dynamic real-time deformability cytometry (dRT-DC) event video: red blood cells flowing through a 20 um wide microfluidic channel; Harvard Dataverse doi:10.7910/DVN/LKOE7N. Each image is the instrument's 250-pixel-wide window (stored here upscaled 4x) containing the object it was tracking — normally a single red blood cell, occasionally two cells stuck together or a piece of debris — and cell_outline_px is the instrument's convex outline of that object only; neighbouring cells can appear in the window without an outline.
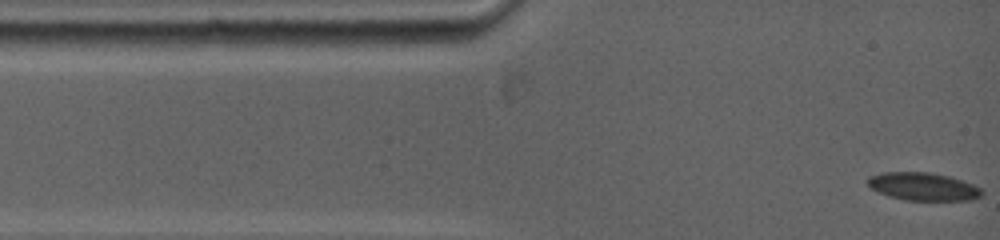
{"species": "common noctule bat (a hibernating species)", "species_latin": "Nyctalus noctula", "temperature_condition": "warm", "stored_images_in_passage": 27, "camera_frame_rate_fps": 5000, "um_per_image_px": 0.085, "animal": {"sex": "female", "body_mass_g": 19.0, "forearm_length_mm": 53.3}, "frame": {"image": 1, "passage_image": 1, "time_ms": 0.0, "image_size_px": [1000, 240], "cell_outline_px": [[980, 196], [964, 200], [908, 200], [892, 196], [880, 192], [872, 188], [868, 184], [868, 180], [872, 176], [888, 172], [924, 172], [948, 176], [972, 184], [980, 188]], "centroid_in_image_um": [78.46, 15.85], "position_along_channel_um": 6.5, "area_um2": 17.74}}
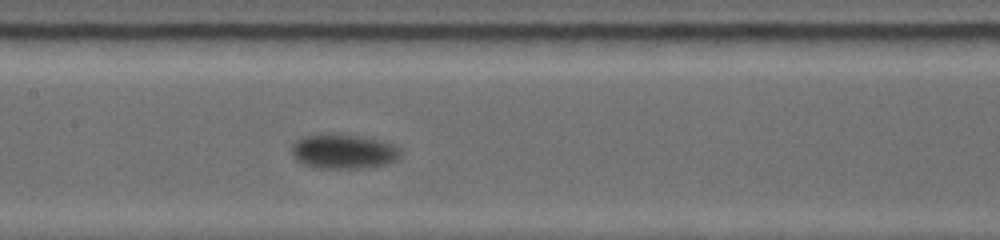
{"frame": {"image": 2, "passage_image": 12, "time_ms": 6.0, "image_size_px": [1000, 240], "cell_outline_px": [[400, 152], [396, 160], [384, 164], [364, 168], [316, 168], [304, 164], [296, 160], [292, 152], [292, 144], [296, 140], [304, 136], [356, 136], [376, 140], [388, 144], [396, 148]], "centroid_in_image_um": [29.13, 12.92], "position_along_channel_um": 178.3, "area_um2": 20.87}}
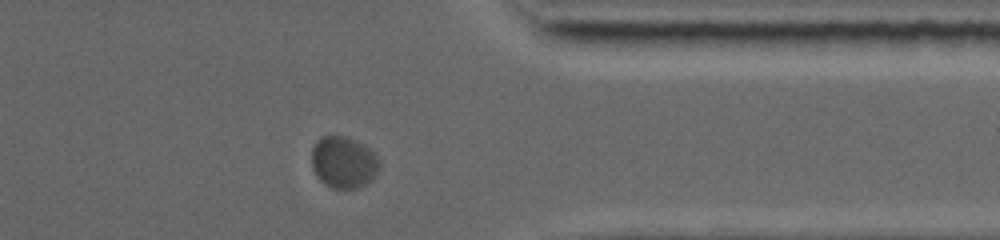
{"frame": {"image": 3, "passage_image": 23, "time_ms": 11.8, "image_size_px": [1000, 240], "cell_outline_px": [[380, 168], [376, 176], [372, 180], [360, 188], [332, 188], [324, 184], [316, 176], [312, 168], [312, 148], [320, 136], [344, 136], [364, 144], [380, 160]], "centroid_in_image_um": [29.21, 13.81], "position_along_channel_um": 382.2, "area_um2": 20.63}, "authors_computed_cell_mechanics": {"area_um2": 19.9988, "velocity_mm_per_s": 3.6677, "shape_relaxation_time_tau1_ms": 2.1348, "shape_relaxation_time_tau2_ms": null, "deformation_change_tau1": 0.0816, "deformation_change_tau2": null}}